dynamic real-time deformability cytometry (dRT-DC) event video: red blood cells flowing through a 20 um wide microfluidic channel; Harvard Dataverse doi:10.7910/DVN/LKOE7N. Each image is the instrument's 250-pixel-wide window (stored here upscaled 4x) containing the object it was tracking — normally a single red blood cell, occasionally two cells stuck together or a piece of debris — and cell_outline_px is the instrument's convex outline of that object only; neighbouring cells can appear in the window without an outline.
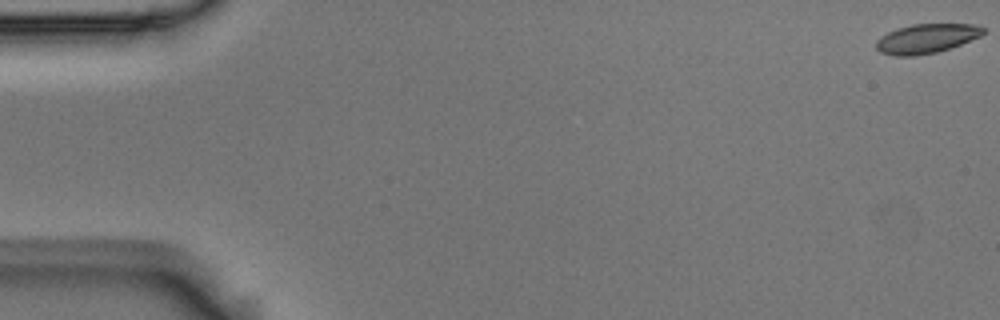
{"species": "Egyptian fruit bat (a non-hibernating species)", "species_latin": "Rousettus aegyptiacus", "temperature_condition": "room temperature", "stored_images_in_passage": 56, "camera_frame_rate_fps": 3000, "um_per_image_px": 0.085, "animal": {"sex": "male"}, "frame": {"image": 1, "passage_image": 1, "time_ms": 0.0, "image_size_px": [1000, 320], "cell_outline_px": [[984, 32], [980, 36], [960, 44], [936, 52], [916, 56], [892, 56], [880, 52], [876, 48], [876, 40], [880, 36], [896, 28], [912, 24], [972, 24], [984, 28]], "centroid_in_image_um": [78.68, 3.28], "position_along_channel_um": 6.3, "area_um2": 18.26}}
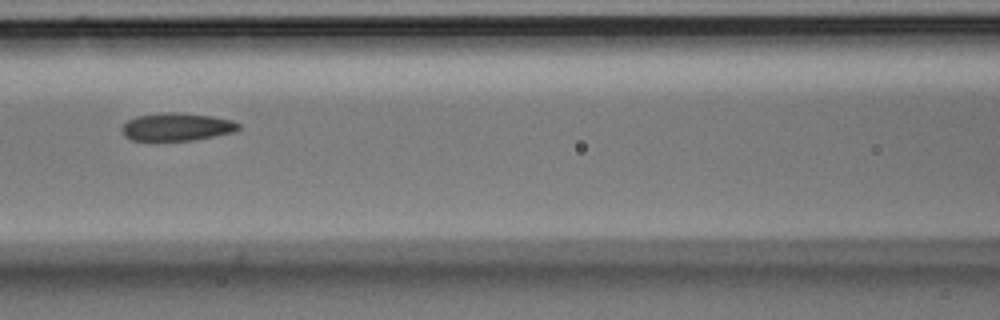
{"frame": {"image": 2, "passage_image": 25, "time_ms": 8.0, "image_size_px": [1000, 320], "cell_outline_px": [[240, 128], [236, 132], [192, 140], [132, 140], [124, 136], [120, 132], [120, 128], [128, 120], [136, 116], [164, 112], [180, 112], [212, 116], [232, 120], [240, 124]], "centroid_in_image_um": [15.02, 10.77], "position_along_channel_um": 151.6, "area_um2": 19.07}}
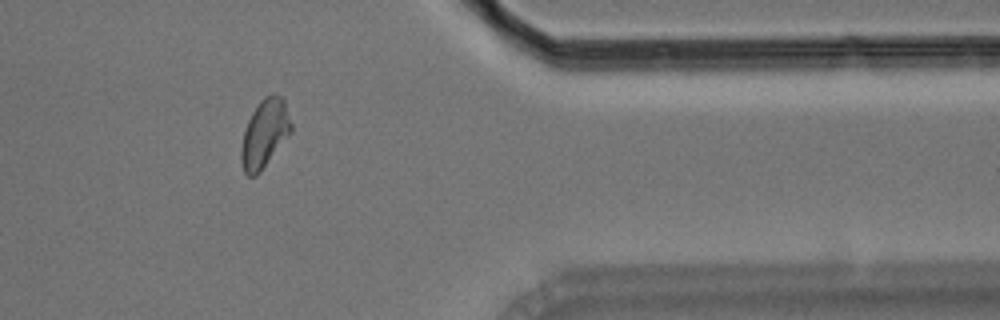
{"frame": {"image": 3, "passage_image": 46, "time_ms": 15.0, "image_size_px": [1000, 320], "cell_outline_px": [[292, 132], [260, 172], [256, 176], [248, 176], [244, 172], [240, 160], [240, 148], [244, 132], [248, 120], [252, 112], [260, 100], [264, 96], [272, 92], [284, 96], [292, 124]], "centroid_in_image_um": [22.51, 11.32], "position_along_channel_um": 388.9, "area_um2": 20.23}, "authors_computed_cell_mechanics": {"area_um2": 19.2185, "velocity_mm_per_s": 3.6581, "shape_relaxation_time_tau1_ms": 5.7283, "shape_relaxation_time_tau2_ms": 2.4984, "deformation_change_tau1": 0.1464, "deformation_change_tau2": 0.083}}